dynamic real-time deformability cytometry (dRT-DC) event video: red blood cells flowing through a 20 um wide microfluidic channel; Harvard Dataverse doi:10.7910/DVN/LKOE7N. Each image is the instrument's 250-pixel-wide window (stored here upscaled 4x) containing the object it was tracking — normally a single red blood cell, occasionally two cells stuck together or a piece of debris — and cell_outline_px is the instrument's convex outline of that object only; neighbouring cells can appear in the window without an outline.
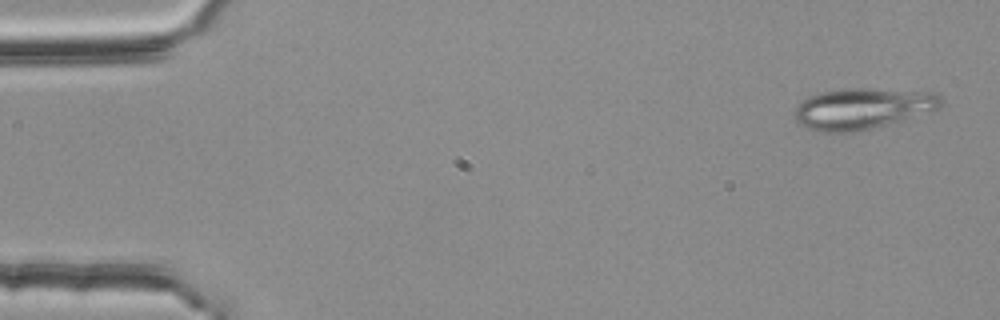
{"species": "common noctule bat (a hibernating species)", "species_latin": "Nyctalus noctula", "temperature_condition": "room temperature", "stored_images_in_passage": 47, "segment_of_instrument_passage": [1, 2], "camera_frame_rate_fps": 3000, "um_per_image_px": 0.085, "animal": {"sex": "female", "body_mass_g": 25.1}, "frame": {"image": 1, "passage_image": 2, "time_ms": 0.333, "image_size_px": [1000, 320], "cell_outline_px": [[944, 104], [940, 108], [904, 120], [872, 128], [852, 132], [820, 132], [808, 128], [800, 124], [796, 120], [796, 108], [808, 96], [820, 92], [840, 88], [868, 88], [936, 92], [944, 100]], "centroid_in_image_um": [73.37, 9.21], "position_along_channel_um": 11.6, "area_um2": 35.2}}